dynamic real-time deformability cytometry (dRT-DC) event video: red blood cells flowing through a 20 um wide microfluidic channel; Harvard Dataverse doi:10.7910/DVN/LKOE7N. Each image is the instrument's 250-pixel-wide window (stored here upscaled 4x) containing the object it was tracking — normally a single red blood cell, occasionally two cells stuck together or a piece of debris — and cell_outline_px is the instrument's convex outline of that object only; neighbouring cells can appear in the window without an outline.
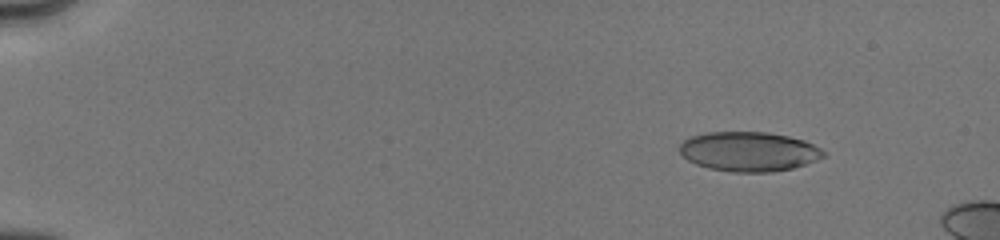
{"species": "human", "species_latin": "Homo sapiens", "temperature_condition": "cold", "stored_images_in_passage": 16, "camera_frame_rate_fps": 3000, "um_per_image_px": 0.085, "donor": {"sex": "male"}, "frame": {"image": 1, "passage_image": 7, "time_ms": 2.0, "image_size_px": [1000, 240], "cell_outline_px": [[824, 156], [816, 160], [792, 168], [772, 172], [732, 172], [708, 168], [696, 164], [688, 160], [680, 152], [680, 144], [684, 140], [692, 136], [708, 132], [768, 132], [788, 136], [804, 140], [820, 148], [824, 152]], "centroid_in_image_um": [63.64, 12.88], "position_along_channel_um": 21.4, "area_um2": 33.0}}